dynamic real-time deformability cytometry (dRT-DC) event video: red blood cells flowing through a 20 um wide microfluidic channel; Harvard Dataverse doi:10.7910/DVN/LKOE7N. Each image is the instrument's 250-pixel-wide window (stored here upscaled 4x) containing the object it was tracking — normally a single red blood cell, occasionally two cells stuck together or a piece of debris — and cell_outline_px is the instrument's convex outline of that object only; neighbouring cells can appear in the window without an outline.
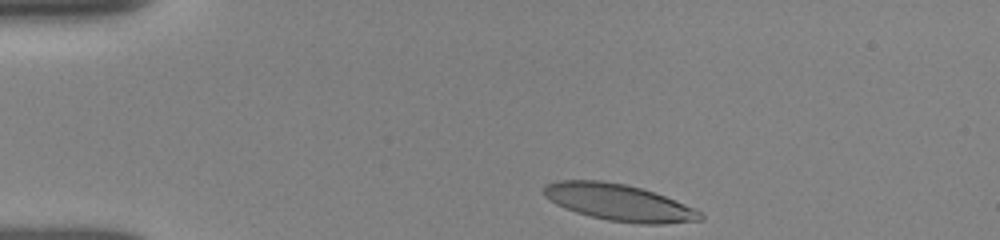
{"species": "human", "species_latin": "Homo sapiens", "temperature_condition": "room temperature", "stored_images_in_passage": 21, "camera_frame_rate_fps": 3000, "um_per_image_px": 0.085, "donor": {"sex": "female"}, "frame": {"image": 1, "passage_image": 1, "time_ms": 0.0, "image_size_px": [1000, 240], "cell_outline_px": [[704, 220], [660, 224], [640, 224], [608, 220], [576, 212], [564, 208], [556, 204], [544, 196], [544, 184], [556, 180], [600, 180], [628, 184], [664, 196], [684, 204], [700, 212], [704, 216]], "centroid_in_image_um": [52.57, 17.2], "position_along_channel_um": 32.4, "area_um2": 33.29}}
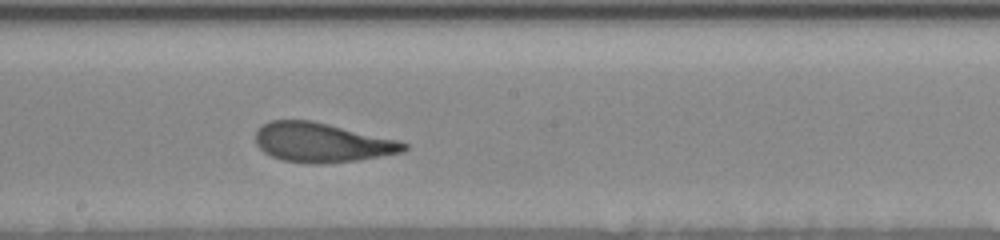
{"frame": {"image": 2, "passage_image": 9, "time_ms": 6.333, "image_size_px": [1000, 240], "cell_outline_px": [[408, 148], [404, 152], [356, 160], [320, 164], [312, 164], [284, 160], [272, 156], [264, 152], [256, 144], [256, 128], [272, 120], [312, 120], [400, 140], [408, 144]], "centroid_in_image_um": [27.38, 12.1], "position_along_channel_um": 220.8, "area_um2": 34.1}}
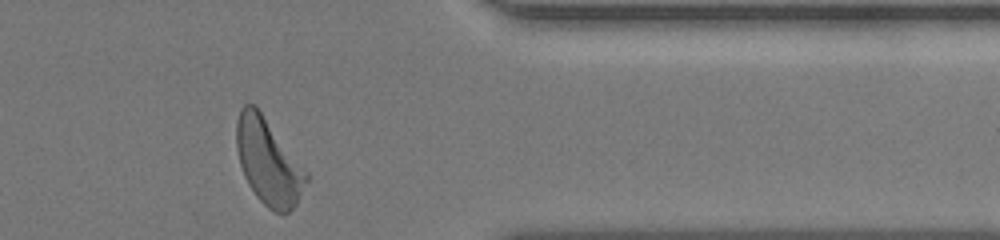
{"frame": {"image": 3, "passage_image": 20, "time_ms": 11.0, "image_size_px": [1000, 240], "cell_outline_px": [[308, 180], [296, 204], [284, 216], [268, 208], [256, 196], [248, 184], [244, 176], [240, 164], [236, 148], [236, 120], [240, 108], [244, 104], [256, 104], [308, 172]], "centroid_in_image_um": [22.8, 13.72], "position_along_channel_um": 388.6, "area_um2": 35.26}, "authors_computed_cell_mechanics": {"area_um2": 33.8708, "velocity_mm_per_s": 3.859, "shape_relaxation_time_tau1_ms": 3.0249, "shape_relaxation_time_tau2_ms": 0.8016, "deformation_change_tau1": 0.126, "deformation_change_tau2": 0.072}}